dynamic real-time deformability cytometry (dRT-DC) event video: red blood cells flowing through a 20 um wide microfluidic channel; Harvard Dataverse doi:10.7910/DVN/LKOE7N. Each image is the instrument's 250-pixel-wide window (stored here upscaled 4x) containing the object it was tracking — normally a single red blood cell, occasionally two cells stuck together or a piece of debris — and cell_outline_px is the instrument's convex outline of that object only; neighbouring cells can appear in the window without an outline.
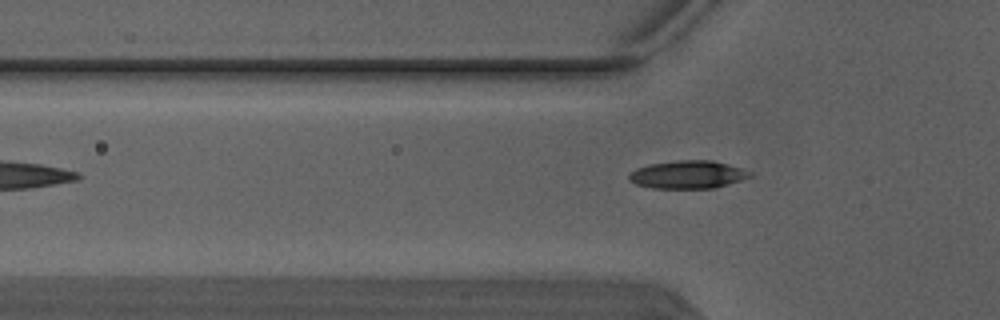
{"species": "Egyptian fruit bat (a non-hibernating species)", "species_latin": "Rousettus aegyptiacus", "temperature_condition": "warm", "stored_images_in_passage": 2, "camera_frame_rate_fps": 3000, "um_per_image_px": 0.085, "animal": {"sex": "male"}, "frame": {"image": 1, "passage_image": 2, "time_ms": 0.333, "image_size_px": [1000, 320], "cell_outline_px": [[752, 176], [716, 188], [652, 188], [636, 184], [628, 180], [628, 176], [636, 168], [652, 164], [680, 160], [712, 160], [728, 164], [752, 172]], "centroid_in_image_um": [58.47, 14.84], "position_along_channel_um": 67.3, "area_um2": 19.54}}